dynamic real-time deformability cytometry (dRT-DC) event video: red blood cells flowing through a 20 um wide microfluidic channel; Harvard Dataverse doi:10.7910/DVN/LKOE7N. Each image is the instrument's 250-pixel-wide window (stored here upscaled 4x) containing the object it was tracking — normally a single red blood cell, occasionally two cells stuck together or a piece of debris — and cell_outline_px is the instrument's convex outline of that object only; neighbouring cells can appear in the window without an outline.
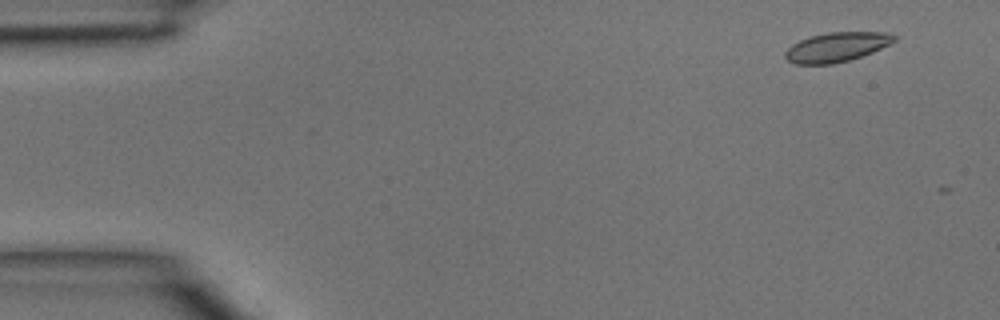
{"species": "common noctule bat (a hibernating species)", "species_latin": "Nyctalus noctula", "temperature_condition": "room temperature", "stored_images_in_passage": 3, "segment_of_instrument_passage": [2, 2], "camera_frame_rate_fps": 3000, "um_per_image_px": 0.085, "animal": {"sex": "male", "body_mass_g": 15.6}, "frame": {"image": 1, "passage_image": 3, "time_ms": 0.667, "image_size_px": [1000, 320], "cell_outline_px": [[896, 40], [872, 52], [848, 60], [832, 64], [796, 64], [788, 60], [784, 56], [784, 52], [792, 44], [808, 36], [828, 32], [888, 32], [896, 36]], "centroid_in_image_um": [71.08, 3.99], "position_along_channel_um": 13.9, "area_um2": 18.61}}